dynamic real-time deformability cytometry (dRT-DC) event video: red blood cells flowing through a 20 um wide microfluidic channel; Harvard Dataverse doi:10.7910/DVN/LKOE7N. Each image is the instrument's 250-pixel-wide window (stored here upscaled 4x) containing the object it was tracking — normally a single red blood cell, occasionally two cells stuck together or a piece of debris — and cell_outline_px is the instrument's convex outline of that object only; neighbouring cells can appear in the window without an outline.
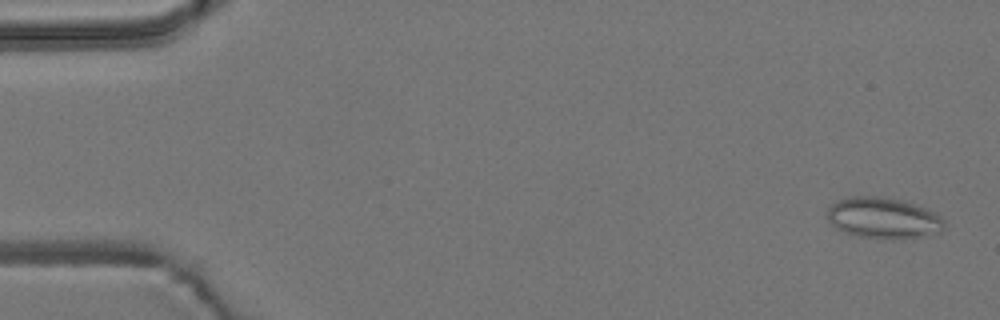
{"species": "common noctule bat (a hibernating species)", "species_latin": "Nyctalus noctula", "temperature_condition": "room temperature", "stored_images_in_passage": 6, "camera_frame_rate_fps": 3000, "um_per_image_px": 0.085, "animal": {"sex": "male", "body_mass_g": 19.2, "forearm_length_mm": 51.8}, "frame": {"image": 1, "passage_image": 1, "time_ms": 0.0, "image_size_px": [1000, 320], "cell_outline_px": [[944, 228], [940, 232], [928, 236], [860, 236], [844, 232], [836, 228], [828, 220], [828, 208], [836, 200], [848, 196], [880, 196], [904, 200], [936, 212], [944, 220]], "centroid_in_image_um": [75.08, 18.47], "position_along_channel_um": 9.9, "area_um2": 27.46}}